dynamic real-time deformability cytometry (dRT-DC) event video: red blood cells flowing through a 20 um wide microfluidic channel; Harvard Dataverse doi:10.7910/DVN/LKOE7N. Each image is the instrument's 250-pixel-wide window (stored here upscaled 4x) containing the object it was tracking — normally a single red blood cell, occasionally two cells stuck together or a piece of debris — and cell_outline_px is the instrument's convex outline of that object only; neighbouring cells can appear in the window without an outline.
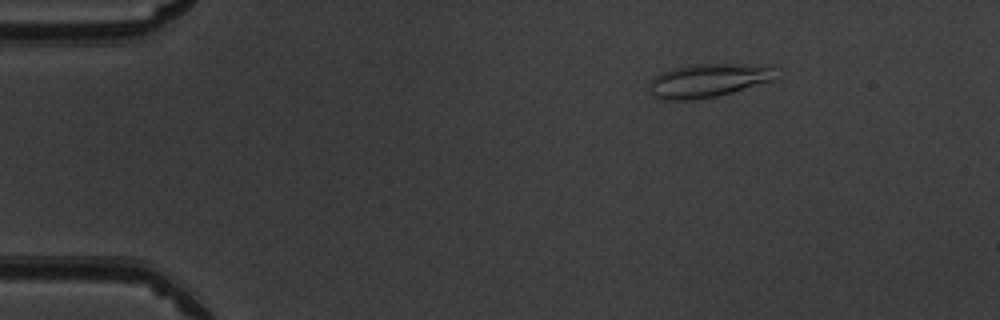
{"species": "common noctule bat (a hibernating species)", "species_latin": "Nyctalus noctula", "temperature_condition": "warm", "stored_images_in_passage": 15, "camera_frame_rate_fps": 3000, "um_per_image_px": 0.085, "animal": {"sex": "male", "body_mass_g": 19.5, "forearm_length_mm": 54.6}, "frame": {"image": 1, "passage_image": 7, "time_ms": 2.0, "image_size_px": [1000, 320], "cell_outline_px": [[780, 68], [776, 80], [732, 92], [716, 96], [692, 100], [664, 100], [652, 96], [648, 84], [652, 76], [672, 68], [692, 64], [772, 64]], "centroid_in_image_um": [60.28, 6.82], "position_along_channel_um": 24.7, "area_um2": 25.61}}